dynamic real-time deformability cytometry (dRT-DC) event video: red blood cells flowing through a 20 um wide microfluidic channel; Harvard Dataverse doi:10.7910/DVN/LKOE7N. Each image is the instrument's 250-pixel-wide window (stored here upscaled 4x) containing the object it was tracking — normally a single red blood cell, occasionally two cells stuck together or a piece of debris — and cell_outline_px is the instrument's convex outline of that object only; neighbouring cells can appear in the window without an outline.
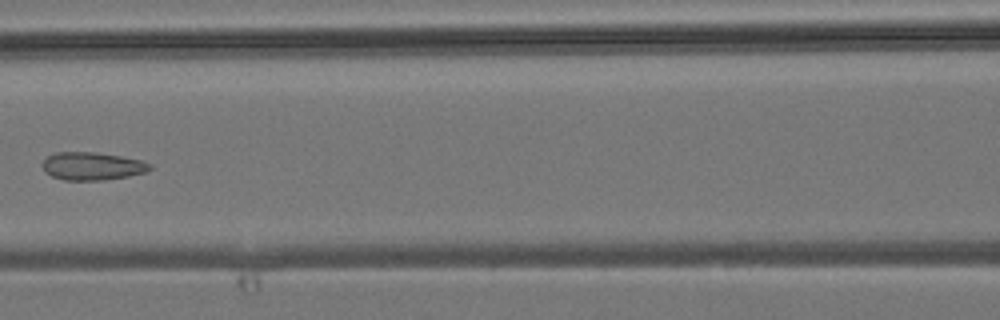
{"species": "common noctule bat (a hibernating species)", "species_latin": "Nyctalus noctula", "temperature_condition": "room temperature", "stored_images_in_passage": 6, "camera_frame_rate_fps": 3000, "um_per_image_px": 0.085, "animal": {"sex": "male", "body_mass_g": 19.2, "forearm_length_mm": 51.8}, "frame": {"image": 1, "passage_image": 6, "time_ms": 6.667, "image_size_px": [1000, 320], "cell_outline_px": [[152, 168], [144, 172], [128, 176], [104, 180], [64, 180], [52, 176], [44, 172], [40, 164], [48, 156], [56, 152], [96, 152], [120, 156], [140, 160], [152, 164]], "centroid_in_image_um": [7.8, 14.12], "position_along_channel_um": 158.8, "area_um2": 17.51}}